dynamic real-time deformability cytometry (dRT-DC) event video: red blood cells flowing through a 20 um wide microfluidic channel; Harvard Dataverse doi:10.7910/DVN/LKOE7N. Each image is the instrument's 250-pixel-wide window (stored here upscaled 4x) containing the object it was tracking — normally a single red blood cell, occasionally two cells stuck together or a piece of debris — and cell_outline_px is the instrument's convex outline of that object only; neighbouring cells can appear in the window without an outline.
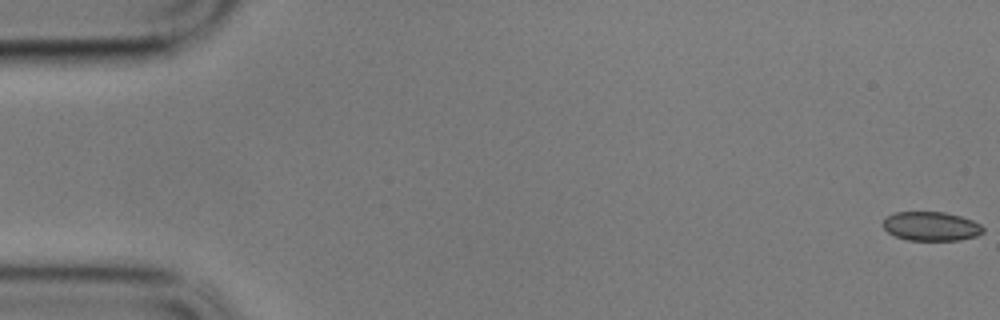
{"species": "common noctule bat (a hibernating species)", "species_latin": "Nyctalus noctula", "temperature_condition": "cold", "stored_images_in_passage": 14, "camera_frame_rate_fps": 3000, "um_per_image_px": 0.085, "animal": {"sex": "male", "body_mass_g": 17.9}, "frame": {"image": 1, "passage_image": 1, "time_ms": 0.0, "image_size_px": [1000, 320], "cell_outline_px": [[984, 232], [976, 236], [960, 240], [908, 240], [896, 236], [888, 232], [880, 224], [888, 216], [896, 212], [944, 212], [960, 216], [972, 220], [980, 224], [984, 228]], "centroid_in_image_um": [79.15, 19.23], "position_along_channel_um": 5.9, "area_um2": 16.94}}